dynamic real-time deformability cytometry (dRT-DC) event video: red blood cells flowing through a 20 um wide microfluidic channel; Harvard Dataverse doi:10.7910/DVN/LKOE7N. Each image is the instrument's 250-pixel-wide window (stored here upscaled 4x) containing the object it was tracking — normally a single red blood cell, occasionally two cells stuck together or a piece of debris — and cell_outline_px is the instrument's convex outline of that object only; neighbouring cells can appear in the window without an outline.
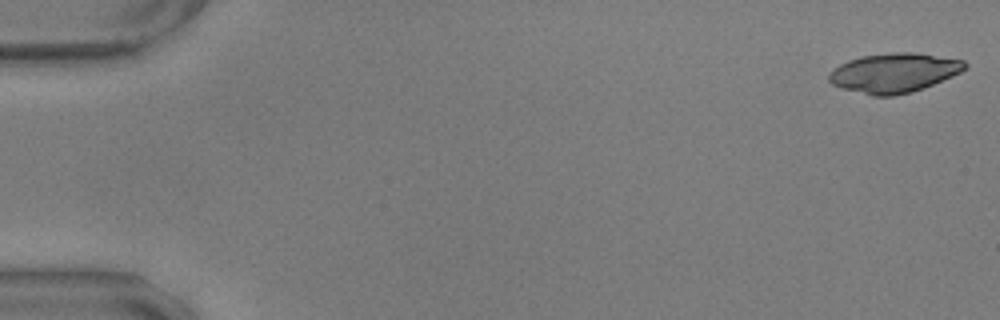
{"species": "common noctule bat (a hibernating species)", "species_latin": "Nyctalus noctula", "temperature_condition": "warm", "stored_images_in_passage": 57, "camera_frame_rate_fps": 3000, "um_per_image_px": 0.085, "animal": {"sex": "male", "body_mass_g": 17.9, "forearm_length_mm": 54.2}, "frame": {"image": 1, "passage_image": 1, "time_ms": 0.0, "image_size_px": [1000, 320], "cell_outline_px": [[968, 64], [960, 72], [952, 76], [924, 88], [912, 92], [892, 96], [872, 96], [840, 88], [832, 84], [828, 80], [828, 76], [840, 64], [848, 60], [860, 56], [892, 52], [912, 52], [964, 60]], "centroid_in_image_um": [75.97, 6.2], "position_along_channel_um": 9.0, "area_um2": 31.15}}
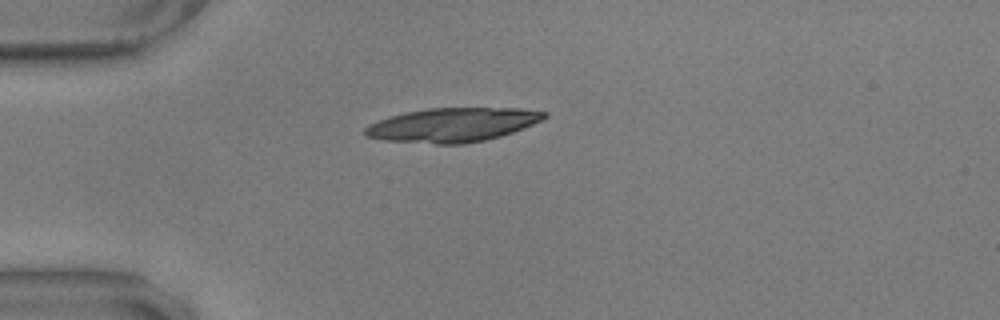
{"frame": {"image": 2, "passage_image": 15, "time_ms": 4.667, "image_size_px": [1000, 320], "cell_outline_px": [[548, 116], [532, 124], [512, 132], [500, 136], [484, 140], [464, 144], [436, 144], [384, 140], [368, 136], [364, 132], [364, 128], [368, 124], [404, 112], [428, 108], [520, 108], [548, 112]], "centroid_in_image_um": [38.47, 10.61], "position_along_channel_um": 46.5, "area_um2": 35.32}}